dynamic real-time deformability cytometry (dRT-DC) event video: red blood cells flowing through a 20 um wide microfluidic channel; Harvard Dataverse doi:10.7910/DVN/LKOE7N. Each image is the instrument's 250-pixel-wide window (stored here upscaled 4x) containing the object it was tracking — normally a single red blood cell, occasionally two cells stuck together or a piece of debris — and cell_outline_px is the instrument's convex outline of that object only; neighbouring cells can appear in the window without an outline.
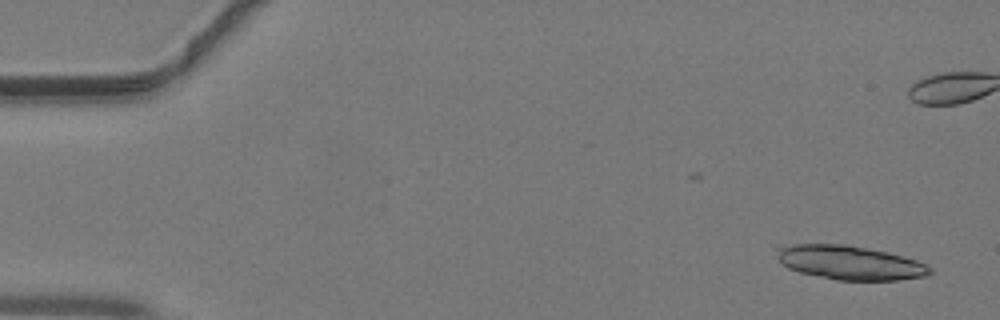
{"species": "common noctule bat (a hibernating species)", "species_latin": "Nyctalus noctula", "temperature_condition": "warm", "stored_images_in_passage": 28, "camera_frame_rate_fps": 3000, "um_per_image_px": 0.085, "animal": {"sex": "male", "body_mass_g": 19.2, "forearm_length_mm": 51.8}, "frame": {"image": 1, "passage_image": 1, "time_ms": 0.0, "image_size_px": [1000, 320], "cell_outline_px": [[932, 272], [928, 276], [896, 280], [836, 280], [800, 272], [788, 268], [780, 260], [772, 248], [772, 244], [844, 244], [888, 252], [916, 260], [932, 268]], "centroid_in_image_um": [72.16, 22.3], "position_along_channel_um": 12.8, "area_um2": 30.63}}